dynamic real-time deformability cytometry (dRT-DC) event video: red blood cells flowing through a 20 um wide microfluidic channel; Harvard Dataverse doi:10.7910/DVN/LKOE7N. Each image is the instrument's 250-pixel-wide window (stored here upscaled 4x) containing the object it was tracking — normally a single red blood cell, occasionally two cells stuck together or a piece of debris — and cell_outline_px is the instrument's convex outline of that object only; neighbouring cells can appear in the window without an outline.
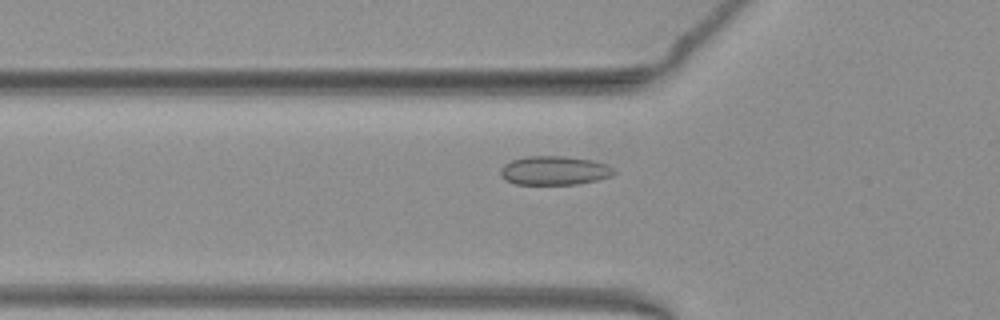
{"species": "common noctule bat (a hibernating species)", "species_latin": "Nyctalus noctula", "temperature_condition": "warm", "stored_images_in_passage": 38, "camera_frame_rate_fps": 3000, "um_per_image_px": 0.085, "animal": {"sex": "female", "body_mass_g": 19.3, "forearm_length_mm": 54.1}, "frame": {"image": 1, "passage_image": 3, "time_ms": 0.667, "image_size_px": [1000, 320], "cell_outline_px": [[616, 172], [612, 176], [596, 180], [576, 184], [516, 184], [504, 180], [500, 172], [500, 168], [504, 164], [512, 160], [528, 156], [564, 156], [592, 160], [608, 164], [616, 168]], "centroid_in_image_um": [47.15, 14.49], "position_along_channel_um": 78.7, "area_um2": 19.25}}
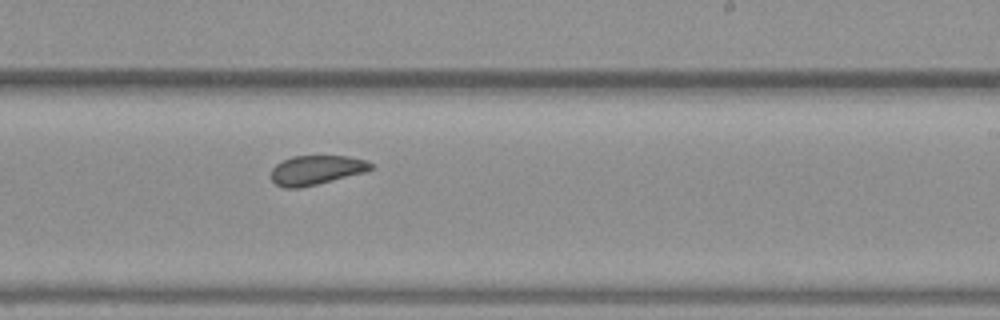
{"frame": {"image": 2, "passage_image": 17, "time_ms": 5.333, "image_size_px": [1000, 320], "cell_outline_px": [[372, 168], [368, 172], [300, 188], [284, 188], [276, 184], [272, 180], [272, 168], [276, 164], [292, 156], [348, 156], [364, 160], [372, 164]], "centroid_in_image_um": [26.9, 14.46], "position_along_channel_um": 262.1, "area_um2": 17.05}}
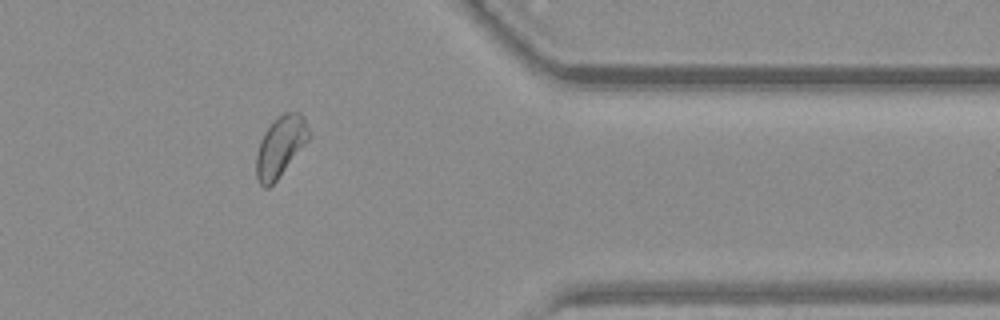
{"frame": {"image": 3, "passage_image": 28, "time_ms": 9.0, "image_size_px": [1000, 320], "cell_outline_px": [[312, 136], [276, 180], [268, 188], [264, 188], [256, 180], [256, 152], [260, 140], [264, 132], [272, 120], [276, 116], [284, 112], [300, 112], [304, 116]], "centroid_in_image_um": [23.83, 12.41], "position_along_channel_um": 387.6, "area_um2": 18.84}, "authors_computed_cell_mechanics": {"area_um2": 18.0336, "velocity_mm_per_s": 3.9244, "shape_relaxation_time_tau1_ms": null, "shape_relaxation_time_tau2_ms": 3.2838, "deformation_change_tau1": null, "deformation_change_tau2": 0.0624}}